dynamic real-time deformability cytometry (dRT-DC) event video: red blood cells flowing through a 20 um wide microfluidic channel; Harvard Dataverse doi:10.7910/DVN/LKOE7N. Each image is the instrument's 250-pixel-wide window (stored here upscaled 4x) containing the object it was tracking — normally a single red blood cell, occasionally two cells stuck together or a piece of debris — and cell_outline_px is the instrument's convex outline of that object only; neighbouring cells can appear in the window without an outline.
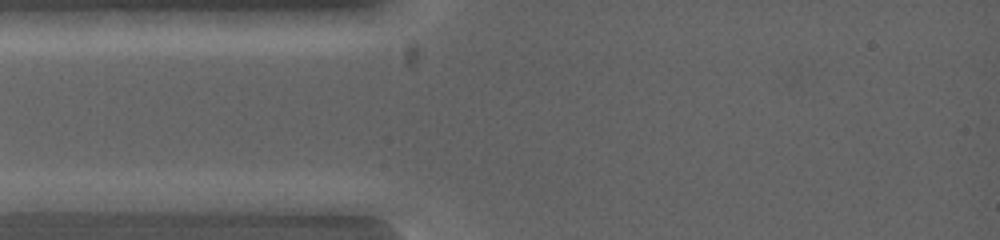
{"species": "common noctule bat (a hibernating species)", "species_latin": "Nyctalus noctula", "temperature_condition": "warm", "stored_images_in_passage": 3, "camera_frame_rate_fps": 5000, "um_per_image_px": 0.085, "animal": {"sex": "female", "body_mass_g": 19.0, "forearm_length_mm": 53.3}, "frame": {"image": 1, "passage_image": 1, "time_ms": 0.0, "image_size_px": [1000, 240], "cell_outline_px": [[140, 200], [88, 212], [36, 212], [16, 200], [40, 192], [96, 192]], "centroid_in_image_um": [6.13, 17.14], "position_along_channel_um": 78.9, "area_um2": 12.83}}